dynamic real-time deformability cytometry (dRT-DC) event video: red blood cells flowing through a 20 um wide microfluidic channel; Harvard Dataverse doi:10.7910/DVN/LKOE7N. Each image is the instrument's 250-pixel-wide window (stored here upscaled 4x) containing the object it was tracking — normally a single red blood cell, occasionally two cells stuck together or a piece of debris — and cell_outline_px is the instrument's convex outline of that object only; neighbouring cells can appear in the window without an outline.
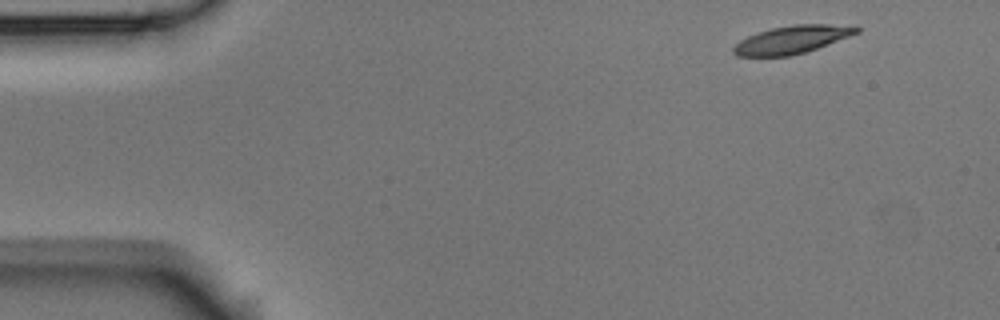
{"species": "Egyptian fruit bat (a non-hibernating species)", "species_latin": "Rousettus aegyptiacus", "temperature_condition": "room temperature", "stored_images_in_passage": 3, "camera_frame_rate_fps": 3000, "um_per_image_px": 0.085, "animal": {"sex": "male"}, "frame": {"image": 1, "passage_image": 1, "time_ms": 0.0, "image_size_px": [1000, 320], "cell_outline_px": [[860, 32], [816, 48], [792, 56], [736, 56], [732, 52], [732, 48], [740, 40], [748, 36], [772, 28], [792, 24], [856, 24], [860, 28]], "centroid_in_image_um": [67.36, 3.35], "position_along_channel_um": 17.6, "area_um2": 20.06}}